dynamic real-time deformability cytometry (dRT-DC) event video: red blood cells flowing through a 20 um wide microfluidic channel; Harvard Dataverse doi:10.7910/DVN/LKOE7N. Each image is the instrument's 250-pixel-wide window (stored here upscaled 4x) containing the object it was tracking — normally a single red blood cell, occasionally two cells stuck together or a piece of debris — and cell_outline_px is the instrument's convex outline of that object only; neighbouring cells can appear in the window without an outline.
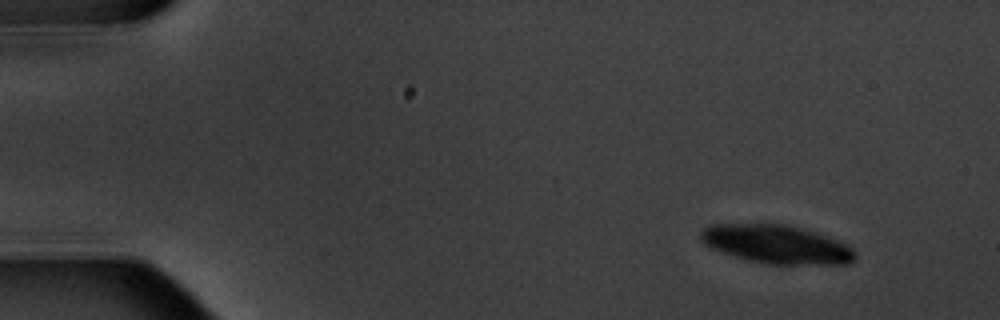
{"species": "common noctule bat (a hibernating species)", "species_latin": "Nyctalus noctula", "temperature_condition": "warm", "stored_images_in_passage": 4, "camera_frame_rate_fps": 3000, "um_per_image_px": 0.085, "animal": {"sex": "male", "body_mass_g": 20.1, "forearm_length_mm": 53.5}, "frame": {"image": 1, "passage_image": 1, "time_ms": 0.0, "image_size_px": [1000, 320], "cell_outline_px": [[856, 256], [848, 264], [764, 264], [744, 260], [732, 256], [712, 248], [704, 244], [700, 240], [700, 232], [708, 224], [780, 224], [812, 232], [836, 240], [852, 248], [856, 252]], "centroid_in_image_um": [65.93, 20.78], "position_along_channel_um": 19.1, "area_um2": 34.33}}